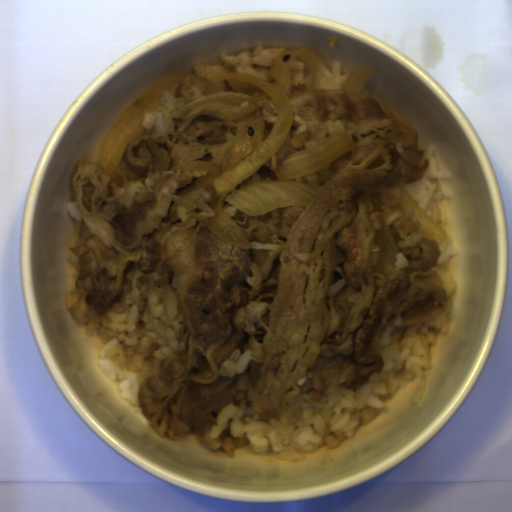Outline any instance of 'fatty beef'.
<instances>
[{
    "label": "fatty beef",
    "mask_w": 512,
    "mask_h": 512,
    "mask_svg": "<svg viewBox=\"0 0 512 512\" xmlns=\"http://www.w3.org/2000/svg\"><path fill=\"white\" fill-rule=\"evenodd\" d=\"M293 121L268 161L234 191L275 172L289 155L312 149L333 133L353 137L351 150L292 181H314L309 203L245 215L222 207L246 233L249 249L230 244L194 218L188 227L169 219L175 201L195 191L206 169L219 166L238 136L258 119L174 117L175 133H148L127 144L119 165L123 186L98 161L79 163L72 181L83 210L76 248L79 276L99 314L118 297L129 267L150 272L171 265L178 281L184 330L178 354L139 389L153 429L180 438L181 418L199 438L219 424L233 385L249 371L251 406L279 420L283 397L320 355H344L313 375L309 405L326 404L341 385L358 391L383 367L374 346L390 323L419 325L439 317L448 296L435 269L438 244L416 246L408 269L379 288L375 226L357 193L422 179L429 166L413 135L371 96L344 90L289 87Z\"/></svg>",
    "instance_id": "obj_1"
}]
</instances>
